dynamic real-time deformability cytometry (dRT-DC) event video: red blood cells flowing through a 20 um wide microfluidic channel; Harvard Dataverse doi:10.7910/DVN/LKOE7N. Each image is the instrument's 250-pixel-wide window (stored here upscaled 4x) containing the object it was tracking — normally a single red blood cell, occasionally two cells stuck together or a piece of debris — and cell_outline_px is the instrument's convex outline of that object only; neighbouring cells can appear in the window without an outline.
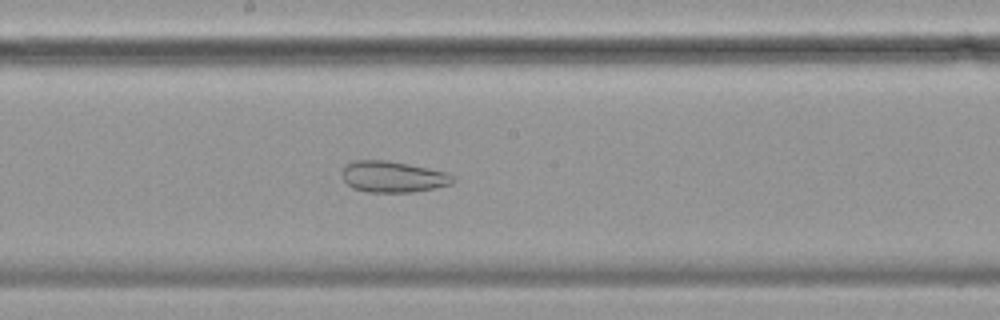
{"species": "common noctule bat (a hibernating species)", "species_latin": "Nyctalus noctula", "temperature_condition": "cold", "stored_images_in_passage": 58, "camera_frame_rate_fps": 3000, "um_per_image_px": 0.085, "animal": {"sex": "female", "body_mass_g": 19.9}, "frame": {"image": 1, "passage_image": 31, "time_ms": 10.0, "image_size_px": [1000, 320], "cell_outline_px": [[456, 180], [452, 184], [436, 188], [412, 192], [368, 192], [352, 188], [344, 180], [340, 172], [344, 164], [352, 160], [388, 160], [428, 168], [444, 172], [452, 176]], "centroid_in_image_um": [33.35, 15.02], "position_along_channel_um": 214.9, "area_um2": 20.35}}
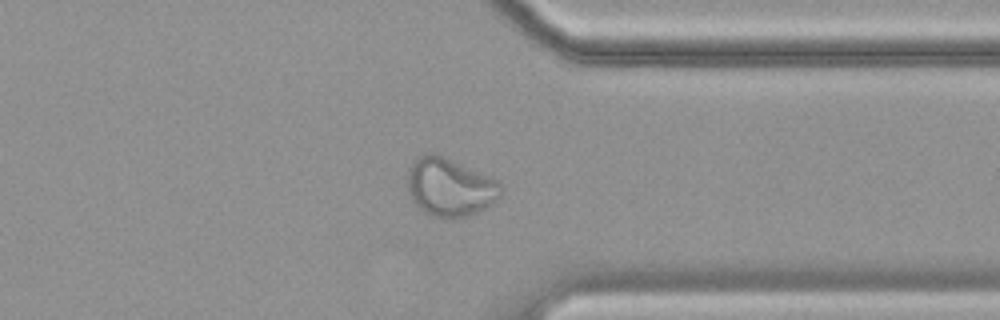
{"frame": {"image": 2, "passage_image": 45, "time_ms": 14.667, "image_size_px": [1000, 320], "cell_outline_px": [[504, 188], [500, 196], [492, 204], [468, 216], [432, 216], [424, 212], [412, 200], [408, 192], [408, 168], [412, 160], [424, 152], [436, 152], [496, 180]], "centroid_in_image_um": [38.2, 15.86], "position_along_channel_um": 373.2, "area_um2": 31.56}}
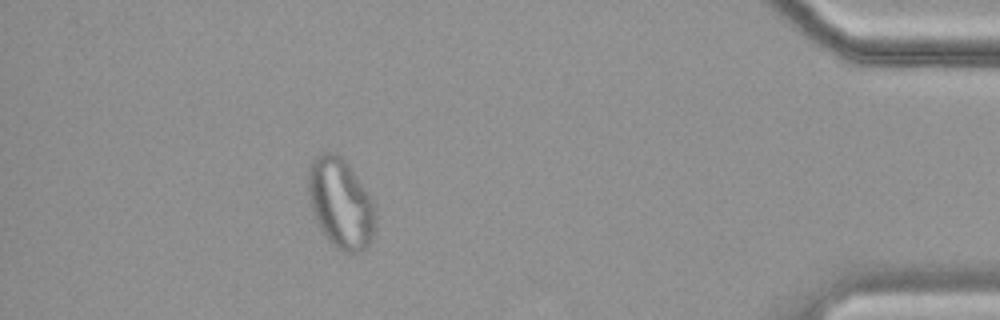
{"frame": {"image": 3, "passage_image": 52, "time_ms": 17.0, "image_size_px": [1000, 320], "cell_outline_px": [[376, 224], [372, 236], [364, 252], [344, 252], [336, 248], [324, 236], [312, 216], [308, 192], [308, 172], [312, 160], [320, 152], [332, 152], [340, 156], [344, 160], [368, 192], [376, 208]], "centroid_in_image_um": [28.94, 17.31], "position_along_channel_um": 406.3, "area_um2": 35.55}}